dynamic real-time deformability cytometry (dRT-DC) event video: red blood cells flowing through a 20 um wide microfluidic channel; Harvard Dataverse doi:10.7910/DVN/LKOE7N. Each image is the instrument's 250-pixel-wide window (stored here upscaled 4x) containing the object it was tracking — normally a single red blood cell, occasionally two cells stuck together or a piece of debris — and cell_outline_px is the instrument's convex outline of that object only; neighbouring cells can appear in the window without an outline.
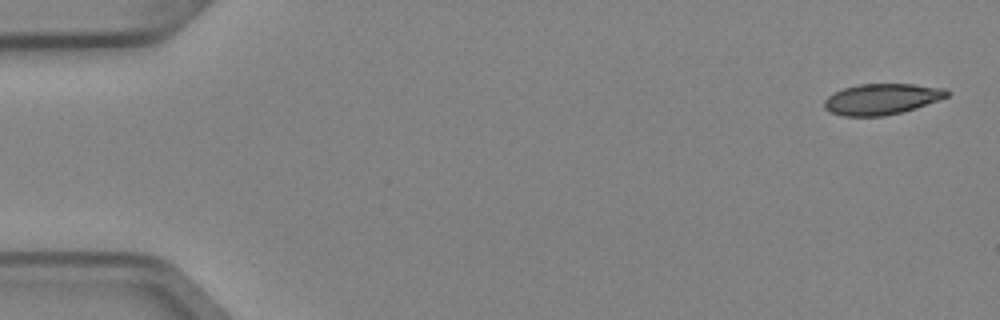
{"species": "Egyptian fruit bat (a non-hibernating species)", "species_latin": "Rousettus aegyptiacus", "temperature_condition": "cold", "stored_images_in_passage": 5, "camera_frame_rate_fps": 3000, "um_per_image_px": 0.085, "animal": {"sex": "female"}, "frame": {"image": 1, "passage_image": 1, "time_ms": 0.0, "image_size_px": [1000, 320], "cell_outline_px": [[952, 92], [948, 96], [916, 108], [904, 112], [884, 116], [844, 116], [832, 112], [824, 108], [824, 100], [828, 96], [844, 88], [860, 84], [912, 84], [944, 88]], "centroid_in_image_um": [74.97, 8.42], "position_along_channel_um": 10.0, "area_um2": 22.02}}
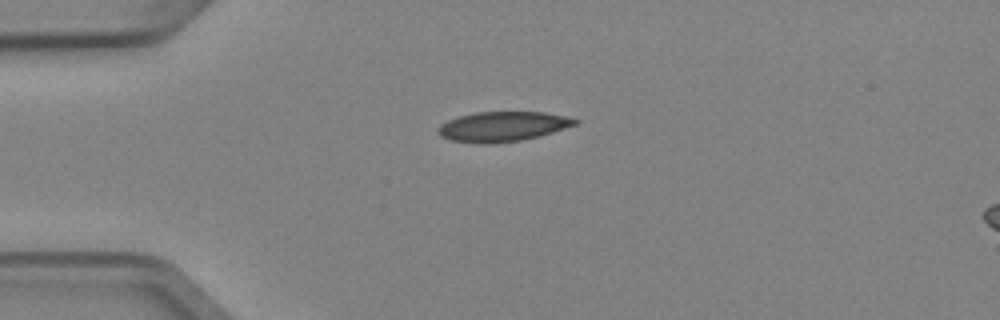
{"frame": {"image": 2, "passage_image": 4, "time_ms": 1.0, "image_size_px": [1000, 320], "cell_outline_px": [[580, 120], [576, 124], [540, 136], [520, 140], [488, 144], [484, 144], [452, 140], [440, 136], [436, 132], [436, 128], [440, 124], [448, 120], [460, 116], [476, 112], [544, 112], [564, 116]], "centroid_in_image_um": [42.68, 10.75], "position_along_channel_um": 42.3, "area_um2": 23.7}}